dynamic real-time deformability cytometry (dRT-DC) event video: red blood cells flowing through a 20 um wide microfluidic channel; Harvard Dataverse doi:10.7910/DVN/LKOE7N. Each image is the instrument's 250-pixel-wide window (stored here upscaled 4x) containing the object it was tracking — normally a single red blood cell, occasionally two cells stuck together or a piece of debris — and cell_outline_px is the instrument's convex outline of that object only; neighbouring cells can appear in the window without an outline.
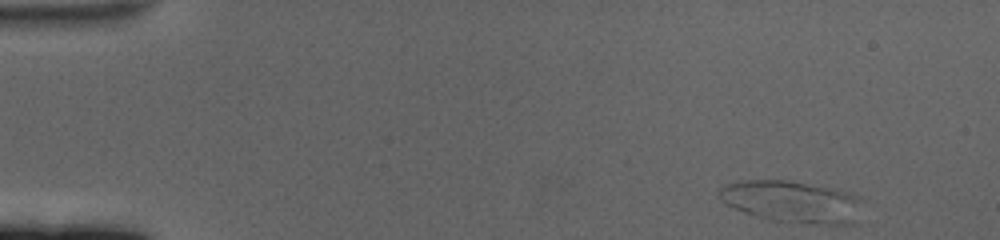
{"species": "human", "species_latin": "Homo sapiens", "temperature_condition": "cold", "stored_images_in_passage": 56, "camera_frame_rate_fps": 3000, "um_per_image_px": 0.085, "donor": {"sex": "female"}, "frame": {"image": 1, "passage_image": 1, "time_ms": 0.0, "image_size_px": [1000, 240], "cell_outline_px": [[860, 224], [808, 224], [768, 220], [744, 212], [720, 200], [716, 192], [724, 184], [736, 180], [788, 180], [836, 188], [848, 192], [856, 196], [860, 200]], "centroid_in_image_um": [67.33, 17.15], "position_along_channel_um": 17.7, "area_um2": 35.66}}
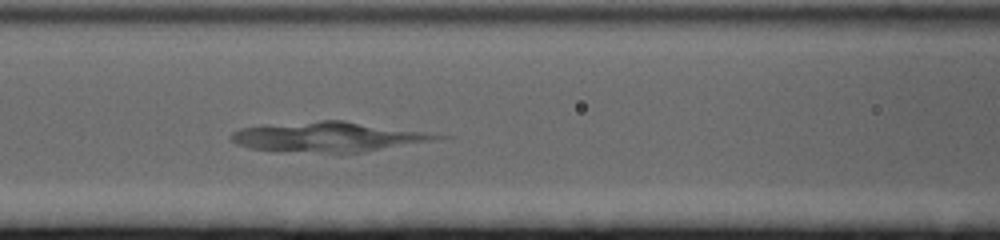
{"frame": {"image": 2, "passage_image": 22, "time_ms": 7.0, "image_size_px": [1000, 240], "cell_outline_px": [[452, 136], [364, 152], [328, 152], [252, 148], [236, 144], [232, 140], [232, 132], [240, 128], [320, 120], [344, 120]], "centroid_in_image_um": [27.92, 11.61], "position_along_channel_um": 138.7, "area_um2": 34.56}}
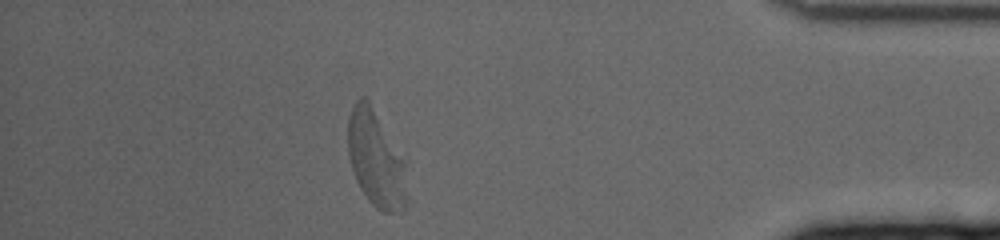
{"frame": {"image": 3, "passage_image": 49, "time_ms": 16.0, "image_size_px": [1000, 240], "cell_outline_px": [[412, 200], [404, 212], [384, 212], [376, 208], [368, 200], [360, 188], [356, 180], [348, 156], [348, 116], [356, 100], [360, 96], [364, 96], [368, 100], [404, 160]], "centroid_in_image_um": [32.01, 13.63], "position_along_channel_um": 403.2, "area_um2": 33.81}}